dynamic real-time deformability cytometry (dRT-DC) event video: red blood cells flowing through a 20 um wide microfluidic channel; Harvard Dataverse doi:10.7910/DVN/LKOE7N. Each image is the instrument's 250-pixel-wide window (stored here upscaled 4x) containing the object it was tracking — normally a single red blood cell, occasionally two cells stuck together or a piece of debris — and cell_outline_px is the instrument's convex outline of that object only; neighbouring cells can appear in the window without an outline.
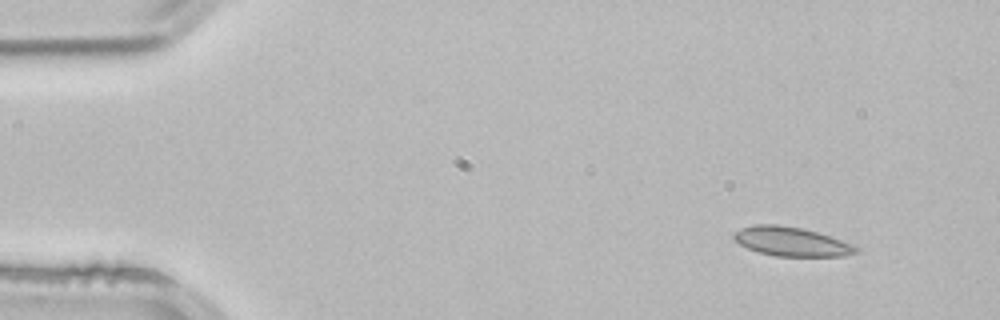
{"species": "common noctule bat (a hibernating species)", "species_latin": "Nyctalus noctula", "temperature_condition": "room temperature", "stored_images_in_passage": 2, "camera_frame_rate_fps": 3000, "um_per_image_px": 0.085, "animal": {"sex": "male", "body_mass_g": 21.5, "forearm_length_mm": 52.0}, "frame": {"image": 1, "passage_image": 1, "time_ms": 0.0, "image_size_px": [1000, 320], "cell_outline_px": [[860, 248], [856, 252], [844, 256], [776, 256], [760, 252], [748, 248], [740, 244], [732, 236], [740, 228], [752, 224], [776, 224], [804, 228], [856, 244]], "centroid_in_image_um": [67.31, 20.52], "position_along_channel_um": 17.7, "area_um2": 20.81}}
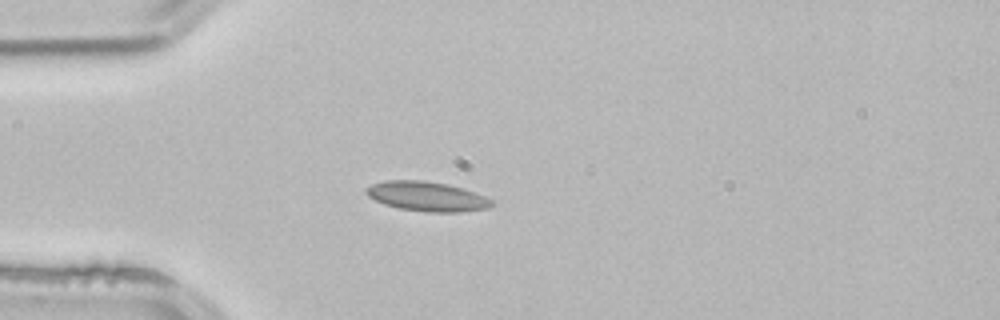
{"frame": {"image": 2, "passage_image": 2, "time_ms": 0.333, "image_size_px": [1000, 320], "cell_outline_px": [[492, 204], [488, 208], [460, 212], [428, 212], [400, 208], [384, 204], [368, 196], [364, 192], [372, 184], [384, 180], [424, 180], [448, 184], [484, 196], [492, 200]], "centroid_in_image_um": [36.26, 16.69], "position_along_channel_um": 48.7, "area_um2": 21.39}}